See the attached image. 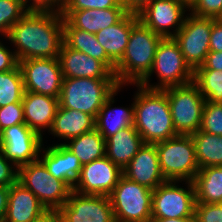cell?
<instances>
[{
    "instance_id": "9",
    "label": "cell",
    "mask_w": 222,
    "mask_h": 222,
    "mask_svg": "<svg viewBox=\"0 0 222 222\" xmlns=\"http://www.w3.org/2000/svg\"><path fill=\"white\" fill-rule=\"evenodd\" d=\"M170 106L174 128L178 135H191L201 126L205 98L199 87L191 82L163 89Z\"/></svg>"
},
{
    "instance_id": "27",
    "label": "cell",
    "mask_w": 222,
    "mask_h": 222,
    "mask_svg": "<svg viewBox=\"0 0 222 222\" xmlns=\"http://www.w3.org/2000/svg\"><path fill=\"white\" fill-rule=\"evenodd\" d=\"M64 43L76 51L102 61L113 73L116 64L107 56L98 42L96 35L85 30L74 28L66 19L63 21Z\"/></svg>"
},
{
    "instance_id": "40",
    "label": "cell",
    "mask_w": 222,
    "mask_h": 222,
    "mask_svg": "<svg viewBox=\"0 0 222 222\" xmlns=\"http://www.w3.org/2000/svg\"><path fill=\"white\" fill-rule=\"evenodd\" d=\"M22 2L28 11L61 12L63 8V0H22Z\"/></svg>"
},
{
    "instance_id": "35",
    "label": "cell",
    "mask_w": 222,
    "mask_h": 222,
    "mask_svg": "<svg viewBox=\"0 0 222 222\" xmlns=\"http://www.w3.org/2000/svg\"><path fill=\"white\" fill-rule=\"evenodd\" d=\"M125 8L119 0H63L62 11Z\"/></svg>"
},
{
    "instance_id": "13",
    "label": "cell",
    "mask_w": 222,
    "mask_h": 222,
    "mask_svg": "<svg viewBox=\"0 0 222 222\" xmlns=\"http://www.w3.org/2000/svg\"><path fill=\"white\" fill-rule=\"evenodd\" d=\"M43 145V138L25 123L2 130L0 137V151L17 168L38 160Z\"/></svg>"
},
{
    "instance_id": "37",
    "label": "cell",
    "mask_w": 222,
    "mask_h": 222,
    "mask_svg": "<svg viewBox=\"0 0 222 222\" xmlns=\"http://www.w3.org/2000/svg\"><path fill=\"white\" fill-rule=\"evenodd\" d=\"M24 112L22 103H11L0 107V127L4 130L10 126L24 124Z\"/></svg>"
},
{
    "instance_id": "12",
    "label": "cell",
    "mask_w": 222,
    "mask_h": 222,
    "mask_svg": "<svg viewBox=\"0 0 222 222\" xmlns=\"http://www.w3.org/2000/svg\"><path fill=\"white\" fill-rule=\"evenodd\" d=\"M24 91L59 98L63 74L59 58H34L18 62Z\"/></svg>"
},
{
    "instance_id": "15",
    "label": "cell",
    "mask_w": 222,
    "mask_h": 222,
    "mask_svg": "<svg viewBox=\"0 0 222 222\" xmlns=\"http://www.w3.org/2000/svg\"><path fill=\"white\" fill-rule=\"evenodd\" d=\"M64 222H116L109 196L81 194L74 190L58 210Z\"/></svg>"
},
{
    "instance_id": "44",
    "label": "cell",
    "mask_w": 222,
    "mask_h": 222,
    "mask_svg": "<svg viewBox=\"0 0 222 222\" xmlns=\"http://www.w3.org/2000/svg\"><path fill=\"white\" fill-rule=\"evenodd\" d=\"M9 186H0V222H3L7 213Z\"/></svg>"
},
{
    "instance_id": "16",
    "label": "cell",
    "mask_w": 222,
    "mask_h": 222,
    "mask_svg": "<svg viewBox=\"0 0 222 222\" xmlns=\"http://www.w3.org/2000/svg\"><path fill=\"white\" fill-rule=\"evenodd\" d=\"M122 175V170L105 155L82 165L72 190L81 194L109 196Z\"/></svg>"
},
{
    "instance_id": "21",
    "label": "cell",
    "mask_w": 222,
    "mask_h": 222,
    "mask_svg": "<svg viewBox=\"0 0 222 222\" xmlns=\"http://www.w3.org/2000/svg\"><path fill=\"white\" fill-rule=\"evenodd\" d=\"M39 158L48 172L55 178L64 181L71 189L80 174L82 164L78 157L63 143H57L47 148L42 147Z\"/></svg>"
},
{
    "instance_id": "42",
    "label": "cell",
    "mask_w": 222,
    "mask_h": 222,
    "mask_svg": "<svg viewBox=\"0 0 222 222\" xmlns=\"http://www.w3.org/2000/svg\"><path fill=\"white\" fill-rule=\"evenodd\" d=\"M210 51L222 52V19H214L209 42Z\"/></svg>"
},
{
    "instance_id": "26",
    "label": "cell",
    "mask_w": 222,
    "mask_h": 222,
    "mask_svg": "<svg viewBox=\"0 0 222 222\" xmlns=\"http://www.w3.org/2000/svg\"><path fill=\"white\" fill-rule=\"evenodd\" d=\"M123 86H119L106 100L95 119V128L107 140L118 131L133 125L134 105L130 107L113 108L114 96Z\"/></svg>"
},
{
    "instance_id": "34",
    "label": "cell",
    "mask_w": 222,
    "mask_h": 222,
    "mask_svg": "<svg viewBox=\"0 0 222 222\" xmlns=\"http://www.w3.org/2000/svg\"><path fill=\"white\" fill-rule=\"evenodd\" d=\"M199 130L222 136V103L205 101Z\"/></svg>"
},
{
    "instance_id": "32",
    "label": "cell",
    "mask_w": 222,
    "mask_h": 222,
    "mask_svg": "<svg viewBox=\"0 0 222 222\" xmlns=\"http://www.w3.org/2000/svg\"><path fill=\"white\" fill-rule=\"evenodd\" d=\"M193 82L206 101L222 103V71L194 70Z\"/></svg>"
},
{
    "instance_id": "39",
    "label": "cell",
    "mask_w": 222,
    "mask_h": 222,
    "mask_svg": "<svg viewBox=\"0 0 222 222\" xmlns=\"http://www.w3.org/2000/svg\"><path fill=\"white\" fill-rule=\"evenodd\" d=\"M18 168L0 151V186H11L17 181Z\"/></svg>"
},
{
    "instance_id": "3",
    "label": "cell",
    "mask_w": 222,
    "mask_h": 222,
    "mask_svg": "<svg viewBox=\"0 0 222 222\" xmlns=\"http://www.w3.org/2000/svg\"><path fill=\"white\" fill-rule=\"evenodd\" d=\"M162 38L140 21L131 29L128 45L114 72L120 86L138 84L150 72Z\"/></svg>"
},
{
    "instance_id": "20",
    "label": "cell",
    "mask_w": 222,
    "mask_h": 222,
    "mask_svg": "<svg viewBox=\"0 0 222 222\" xmlns=\"http://www.w3.org/2000/svg\"><path fill=\"white\" fill-rule=\"evenodd\" d=\"M47 211L36 195L18 181L9 186L7 213L3 222H34Z\"/></svg>"
},
{
    "instance_id": "23",
    "label": "cell",
    "mask_w": 222,
    "mask_h": 222,
    "mask_svg": "<svg viewBox=\"0 0 222 222\" xmlns=\"http://www.w3.org/2000/svg\"><path fill=\"white\" fill-rule=\"evenodd\" d=\"M127 12L126 8H107L61 11V14L74 28L96 34L116 24Z\"/></svg>"
},
{
    "instance_id": "19",
    "label": "cell",
    "mask_w": 222,
    "mask_h": 222,
    "mask_svg": "<svg viewBox=\"0 0 222 222\" xmlns=\"http://www.w3.org/2000/svg\"><path fill=\"white\" fill-rule=\"evenodd\" d=\"M22 105L25 124L43 138V129H51L59 98L24 91Z\"/></svg>"
},
{
    "instance_id": "14",
    "label": "cell",
    "mask_w": 222,
    "mask_h": 222,
    "mask_svg": "<svg viewBox=\"0 0 222 222\" xmlns=\"http://www.w3.org/2000/svg\"><path fill=\"white\" fill-rule=\"evenodd\" d=\"M186 11L189 10L180 0H152L137 12V16L144 26L168 38L174 37L183 26Z\"/></svg>"
},
{
    "instance_id": "4",
    "label": "cell",
    "mask_w": 222,
    "mask_h": 222,
    "mask_svg": "<svg viewBox=\"0 0 222 222\" xmlns=\"http://www.w3.org/2000/svg\"><path fill=\"white\" fill-rule=\"evenodd\" d=\"M119 86L116 79L63 78L59 107L80 110L96 119L107 98Z\"/></svg>"
},
{
    "instance_id": "30",
    "label": "cell",
    "mask_w": 222,
    "mask_h": 222,
    "mask_svg": "<svg viewBox=\"0 0 222 222\" xmlns=\"http://www.w3.org/2000/svg\"><path fill=\"white\" fill-rule=\"evenodd\" d=\"M199 168L222 166V136L198 130L191 134Z\"/></svg>"
},
{
    "instance_id": "8",
    "label": "cell",
    "mask_w": 222,
    "mask_h": 222,
    "mask_svg": "<svg viewBox=\"0 0 222 222\" xmlns=\"http://www.w3.org/2000/svg\"><path fill=\"white\" fill-rule=\"evenodd\" d=\"M17 181L32 191L48 211H58L72 192L64 181L48 172L40 159L19 167Z\"/></svg>"
},
{
    "instance_id": "2",
    "label": "cell",
    "mask_w": 222,
    "mask_h": 222,
    "mask_svg": "<svg viewBox=\"0 0 222 222\" xmlns=\"http://www.w3.org/2000/svg\"><path fill=\"white\" fill-rule=\"evenodd\" d=\"M133 101V125L146 144H156L177 136L166 92L140 84Z\"/></svg>"
},
{
    "instance_id": "43",
    "label": "cell",
    "mask_w": 222,
    "mask_h": 222,
    "mask_svg": "<svg viewBox=\"0 0 222 222\" xmlns=\"http://www.w3.org/2000/svg\"><path fill=\"white\" fill-rule=\"evenodd\" d=\"M195 70H218L222 71V52L210 51L205 62Z\"/></svg>"
},
{
    "instance_id": "28",
    "label": "cell",
    "mask_w": 222,
    "mask_h": 222,
    "mask_svg": "<svg viewBox=\"0 0 222 222\" xmlns=\"http://www.w3.org/2000/svg\"><path fill=\"white\" fill-rule=\"evenodd\" d=\"M193 183L196 202L222 203V166L200 168Z\"/></svg>"
},
{
    "instance_id": "46",
    "label": "cell",
    "mask_w": 222,
    "mask_h": 222,
    "mask_svg": "<svg viewBox=\"0 0 222 222\" xmlns=\"http://www.w3.org/2000/svg\"><path fill=\"white\" fill-rule=\"evenodd\" d=\"M34 222H64L58 211H47L42 217Z\"/></svg>"
},
{
    "instance_id": "36",
    "label": "cell",
    "mask_w": 222,
    "mask_h": 222,
    "mask_svg": "<svg viewBox=\"0 0 222 222\" xmlns=\"http://www.w3.org/2000/svg\"><path fill=\"white\" fill-rule=\"evenodd\" d=\"M195 222H222V203H195Z\"/></svg>"
},
{
    "instance_id": "7",
    "label": "cell",
    "mask_w": 222,
    "mask_h": 222,
    "mask_svg": "<svg viewBox=\"0 0 222 222\" xmlns=\"http://www.w3.org/2000/svg\"><path fill=\"white\" fill-rule=\"evenodd\" d=\"M153 190L121 176L109 195L116 222H151Z\"/></svg>"
},
{
    "instance_id": "5",
    "label": "cell",
    "mask_w": 222,
    "mask_h": 222,
    "mask_svg": "<svg viewBox=\"0 0 222 222\" xmlns=\"http://www.w3.org/2000/svg\"><path fill=\"white\" fill-rule=\"evenodd\" d=\"M157 73L158 84L151 85L150 76ZM194 70L185 61L178 43L173 37L159 42L150 72L138 83L148 89H165L193 82Z\"/></svg>"
},
{
    "instance_id": "11",
    "label": "cell",
    "mask_w": 222,
    "mask_h": 222,
    "mask_svg": "<svg viewBox=\"0 0 222 222\" xmlns=\"http://www.w3.org/2000/svg\"><path fill=\"white\" fill-rule=\"evenodd\" d=\"M213 18L186 15L183 26L173 37L189 66L195 70L201 66L210 52L209 42Z\"/></svg>"
},
{
    "instance_id": "25",
    "label": "cell",
    "mask_w": 222,
    "mask_h": 222,
    "mask_svg": "<svg viewBox=\"0 0 222 222\" xmlns=\"http://www.w3.org/2000/svg\"><path fill=\"white\" fill-rule=\"evenodd\" d=\"M95 129V118L80 110L58 107L49 133L69 140Z\"/></svg>"
},
{
    "instance_id": "22",
    "label": "cell",
    "mask_w": 222,
    "mask_h": 222,
    "mask_svg": "<svg viewBox=\"0 0 222 222\" xmlns=\"http://www.w3.org/2000/svg\"><path fill=\"white\" fill-rule=\"evenodd\" d=\"M139 22L136 12L128 11L116 24L97 32L96 38L107 56L116 64L128 45L131 29Z\"/></svg>"
},
{
    "instance_id": "41",
    "label": "cell",
    "mask_w": 222,
    "mask_h": 222,
    "mask_svg": "<svg viewBox=\"0 0 222 222\" xmlns=\"http://www.w3.org/2000/svg\"><path fill=\"white\" fill-rule=\"evenodd\" d=\"M10 50L0 39V72L10 71L18 65L14 51Z\"/></svg>"
},
{
    "instance_id": "24",
    "label": "cell",
    "mask_w": 222,
    "mask_h": 222,
    "mask_svg": "<svg viewBox=\"0 0 222 222\" xmlns=\"http://www.w3.org/2000/svg\"><path fill=\"white\" fill-rule=\"evenodd\" d=\"M143 144L142 136L130 125L106 140L105 155L123 170Z\"/></svg>"
},
{
    "instance_id": "31",
    "label": "cell",
    "mask_w": 222,
    "mask_h": 222,
    "mask_svg": "<svg viewBox=\"0 0 222 222\" xmlns=\"http://www.w3.org/2000/svg\"><path fill=\"white\" fill-rule=\"evenodd\" d=\"M23 94V77L18 65L10 71L0 72V107L22 103Z\"/></svg>"
},
{
    "instance_id": "33",
    "label": "cell",
    "mask_w": 222,
    "mask_h": 222,
    "mask_svg": "<svg viewBox=\"0 0 222 222\" xmlns=\"http://www.w3.org/2000/svg\"><path fill=\"white\" fill-rule=\"evenodd\" d=\"M27 12L22 0H0V34L6 37Z\"/></svg>"
},
{
    "instance_id": "1",
    "label": "cell",
    "mask_w": 222,
    "mask_h": 222,
    "mask_svg": "<svg viewBox=\"0 0 222 222\" xmlns=\"http://www.w3.org/2000/svg\"><path fill=\"white\" fill-rule=\"evenodd\" d=\"M61 12L28 11L8 32L19 61L34 58H59L63 39Z\"/></svg>"
},
{
    "instance_id": "48",
    "label": "cell",
    "mask_w": 222,
    "mask_h": 222,
    "mask_svg": "<svg viewBox=\"0 0 222 222\" xmlns=\"http://www.w3.org/2000/svg\"><path fill=\"white\" fill-rule=\"evenodd\" d=\"M180 1L189 10L198 2V0H180Z\"/></svg>"
},
{
    "instance_id": "18",
    "label": "cell",
    "mask_w": 222,
    "mask_h": 222,
    "mask_svg": "<svg viewBox=\"0 0 222 222\" xmlns=\"http://www.w3.org/2000/svg\"><path fill=\"white\" fill-rule=\"evenodd\" d=\"M122 173L127 179L151 190H155L166 181L160 170L155 144L144 143Z\"/></svg>"
},
{
    "instance_id": "6",
    "label": "cell",
    "mask_w": 222,
    "mask_h": 222,
    "mask_svg": "<svg viewBox=\"0 0 222 222\" xmlns=\"http://www.w3.org/2000/svg\"><path fill=\"white\" fill-rule=\"evenodd\" d=\"M159 166L166 180L193 181L199 165L191 135H177L155 144Z\"/></svg>"
},
{
    "instance_id": "45",
    "label": "cell",
    "mask_w": 222,
    "mask_h": 222,
    "mask_svg": "<svg viewBox=\"0 0 222 222\" xmlns=\"http://www.w3.org/2000/svg\"><path fill=\"white\" fill-rule=\"evenodd\" d=\"M152 0H119V3L123 5L130 12H138L145 4Z\"/></svg>"
},
{
    "instance_id": "17",
    "label": "cell",
    "mask_w": 222,
    "mask_h": 222,
    "mask_svg": "<svg viewBox=\"0 0 222 222\" xmlns=\"http://www.w3.org/2000/svg\"><path fill=\"white\" fill-rule=\"evenodd\" d=\"M59 61L63 78L116 79L114 73L100 60L61 45Z\"/></svg>"
},
{
    "instance_id": "38",
    "label": "cell",
    "mask_w": 222,
    "mask_h": 222,
    "mask_svg": "<svg viewBox=\"0 0 222 222\" xmlns=\"http://www.w3.org/2000/svg\"><path fill=\"white\" fill-rule=\"evenodd\" d=\"M189 12L199 17L222 19V0H198Z\"/></svg>"
},
{
    "instance_id": "10",
    "label": "cell",
    "mask_w": 222,
    "mask_h": 222,
    "mask_svg": "<svg viewBox=\"0 0 222 222\" xmlns=\"http://www.w3.org/2000/svg\"><path fill=\"white\" fill-rule=\"evenodd\" d=\"M182 181L166 180L152 193V218L194 217L196 203L193 181H186L187 188L177 185Z\"/></svg>"
},
{
    "instance_id": "47",
    "label": "cell",
    "mask_w": 222,
    "mask_h": 222,
    "mask_svg": "<svg viewBox=\"0 0 222 222\" xmlns=\"http://www.w3.org/2000/svg\"><path fill=\"white\" fill-rule=\"evenodd\" d=\"M151 222H195V218H152Z\"/></svg>"
},
{
    "instance_id": "29",
    "label": "cell",
    "mask_w": 222,
    "mask_h": 222,
    "mask_svg": "<svg viewBox=\"0 0 222 222\" xmlns=\"http://www.w3.org/2000/svg\"><path fill=\"white\" fill-rule=\"evenodd\" d=\"M63 144L78 157L82 165L105 156L106 140L96 128Z\"/></svg>"
}]
</instances>
